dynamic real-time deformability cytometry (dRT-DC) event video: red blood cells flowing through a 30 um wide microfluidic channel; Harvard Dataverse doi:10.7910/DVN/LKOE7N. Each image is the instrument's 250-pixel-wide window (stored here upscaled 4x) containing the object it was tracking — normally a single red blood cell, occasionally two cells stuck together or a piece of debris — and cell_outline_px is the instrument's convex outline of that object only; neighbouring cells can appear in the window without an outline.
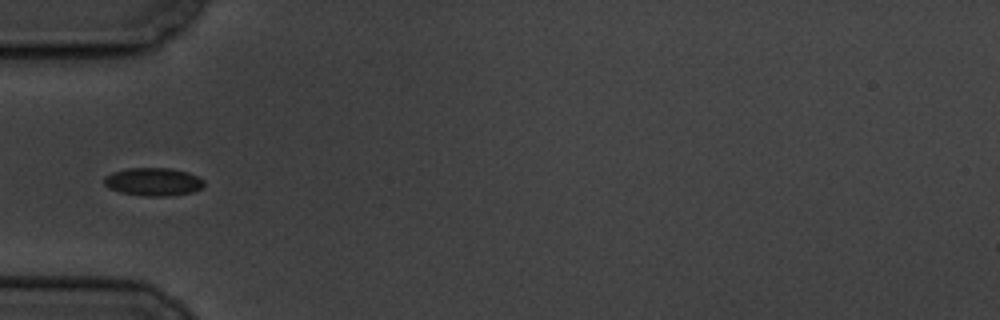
{"species": "common noctule bat (a hibernating species)", "species_latin": "Nyctalus noctula", "temperature_condition": "cold", "stored_images_in_passage": 8, "camera_frame_rate_fps": 3000, "um_per_image_px": 0.085, "animal": {"sex": "male", "body_mass_g": 19.5, "forearm_length_mm": 54.6}, "frame": {"image": 1, "passage_image": 6, "time_ms": 6.667, "image_size_px": [1000, 320], "cell_outline_px": [[204, 188], [192, 192], [168, 196], [144, 196], [120, 192], [108, 188], [104, 184], [104, 176], [112, 172], [128, 168], [172, 168], [188, 172], [204, 180]], "centroid_in_image_um": [13.03, 15.45], "position_along_channel_um": 72.0, "area_um2": 16.47}}
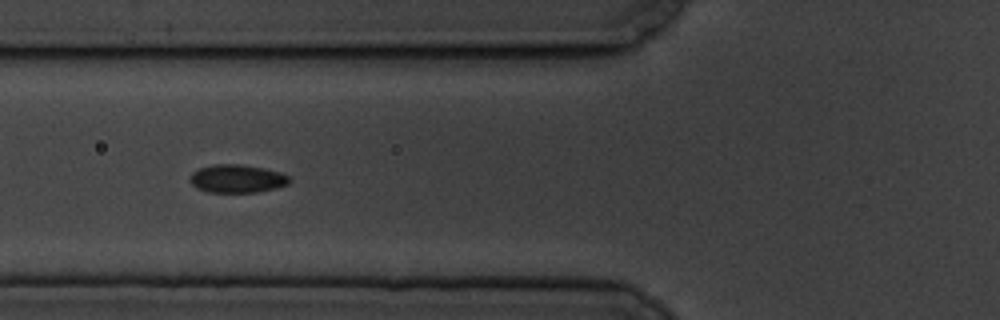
{"frame": {"image": 2, "passage_image": 7, "time_ms": 7.667, "image_size_px": [1000, 320], "cell_outline_px": [[288, 184], [276, 188], [256, 192], [208, 192], [196, 188], [188, 180], [188, 176], [192, 172], [200, 168], [212, 164], [240, 164], [264, 168], [280, 172], [288, 176]], "centroid_in_image_um": [20.09, 15.18], "position_along_channel_um": 105.7, "area_um2": 16.36}}
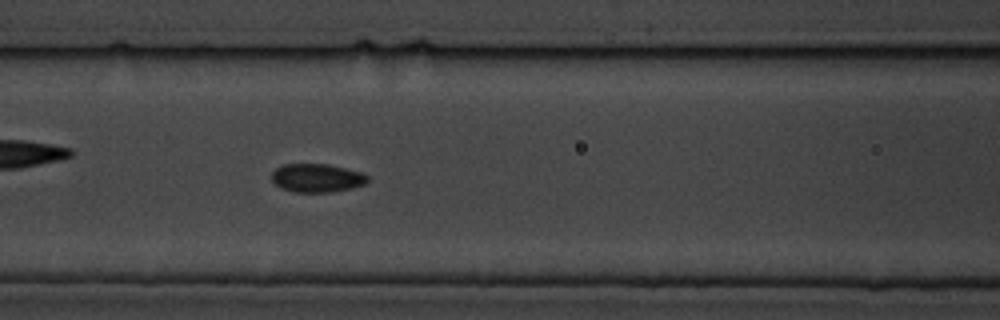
{"frame": {"image": 3, "passage_image": 8, "time_ms": 8.667, "image_size_px": [1000, 320], "cell_outline_px": [[368, 180], [364, 184], [352, 188], [332, 192], [292, 192], [280, 188], [272, 180], [272, 172], [276, 168], [284, 164], [328, 164], [360, 172], [368, 176]], "centroid_in_image_um": [26.91, 15.13], "position_along_channel_um": 139.7, "area_um2": 15.9}}